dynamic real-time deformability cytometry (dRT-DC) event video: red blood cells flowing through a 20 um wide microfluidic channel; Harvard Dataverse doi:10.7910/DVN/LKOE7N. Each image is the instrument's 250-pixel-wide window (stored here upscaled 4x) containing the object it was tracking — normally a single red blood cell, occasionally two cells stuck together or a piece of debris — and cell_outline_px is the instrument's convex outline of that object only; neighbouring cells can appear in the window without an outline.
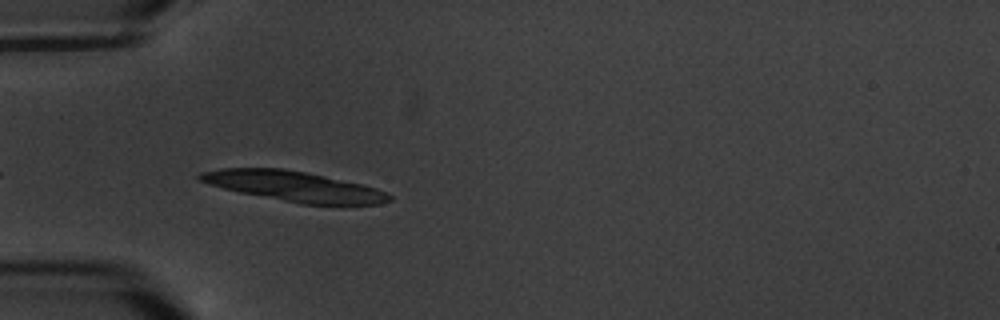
{"species": "common noctule bat (a hibernating species)", "species_latin": "Nyctalus noctula", "temperature_condition": "warm", "stored_images_in_passage": 4, "camera_frame_rate_fps": 3000, "um_per_image_px": 0.085, "animal": {"sex": "male", "body_mass_g": 20.1, "forearm_length_mm": 53.5}, "frame": {"image": 1, "passage_image": 4, "time_ms": 3.333, "image_size_px": [1000, 320], "cell_outline_px": [[392, 200], [380, 204], [300, 204], [240, 192], [224, 188], [196, 180], [196, 176], [200, 172], [220, 168], [284, 168], [324, 176], [360, 184], [376, 188], [388, 192], [392, 196]], "centroid_in_image_um": [24.96, 15.83], "position_along_channel_um": 60.0, "area_um2": 33.06}}